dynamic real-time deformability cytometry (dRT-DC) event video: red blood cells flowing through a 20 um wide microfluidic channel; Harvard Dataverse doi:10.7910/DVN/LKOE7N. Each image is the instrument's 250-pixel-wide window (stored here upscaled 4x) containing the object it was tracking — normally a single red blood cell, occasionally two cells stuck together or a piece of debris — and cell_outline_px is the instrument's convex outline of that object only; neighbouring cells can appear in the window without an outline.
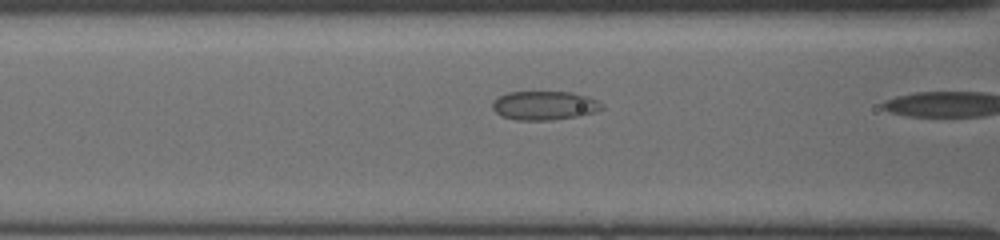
{"species": "common noctule bat (a hibernating species)", "species_latin": "Nyctalus noctula", "temperature_condition": "cold", "stored_images_in_passage": 8, "camera_frame_rate_fps": 3000, "um_per_image_px": 0.085, "animal": {"sex": "female", "body_mass_g": 19.5, "forearm_length_mm": 54.1}, "frame": {"image": 1, "passage_image": 6, "time_ms": 2.0, "image_size_px": [1000, 240], "cell_outline_px": [[604, 108], [592, 112], [576, 116], [548, 120], [516, 120], [500, 116], [492, 108], [492, 100], [508, 92], [572, 92], [588, 96], [604, 104]], "centroid_in_image_um": [46.24, 8.96], "position_along_channel_um": 120.4, "area_um2": 18.38}}